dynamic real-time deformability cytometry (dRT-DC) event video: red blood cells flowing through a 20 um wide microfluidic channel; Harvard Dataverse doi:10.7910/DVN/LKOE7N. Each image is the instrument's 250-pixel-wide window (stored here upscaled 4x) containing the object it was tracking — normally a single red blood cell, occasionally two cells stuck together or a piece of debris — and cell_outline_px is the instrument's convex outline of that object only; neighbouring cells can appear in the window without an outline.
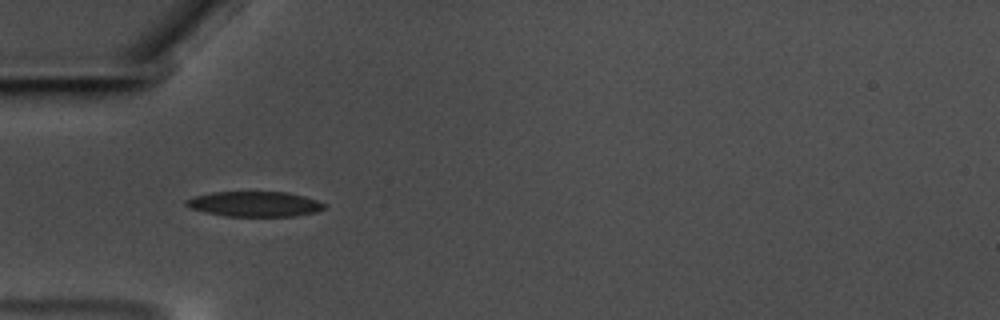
{"species": "common noctule bat (a hibernating species)", "species_latin": "Nyctalus noctula", "temperature_condition": "warm", "stored_images_in_passage": 41, "camera_frame_rate_fps": 3000, "um_per_image_px": 0.085, "animal": {"sex": "male", "body_mass_g": 17.5, "forearm_length_mm": 52.3}, "frame": {"image": 1, "passage_image": 1, "time_ms": 0.0, "image_size_px": [1000, 320], "cell_outline_px": [[324, 208], [316, 212], [296, 216], [224, 216], [204, 212], [188, 208], [184, 204], [184, 200], [196, 196], [212, 192], [288, 192], [304, 196], [316, 200], [324, 204]], "centroid_in_image_um": [21.6, 17.34], "position_along_channel_um": 63.4, "area_um2": 20.29}}
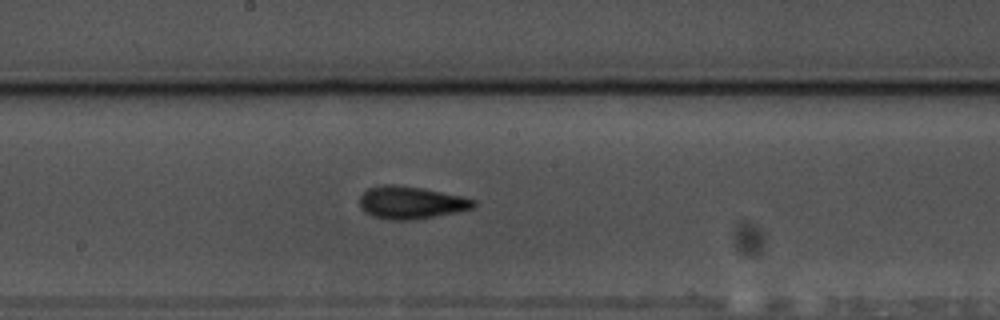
{"frame": {"image": 2, "passage_image": 14, "time_ms": 4.333, "image_size_px": [1000, 320], "cell_outline_px": [[476, 204], [472, 208], [456, 212], [408, 220], [392, 220], [372, 216], [364, 212], [360, 208], [360, 196], [368, 188], [380, 184], [392, 184], [424, 188], [460, 196], [476, 200]], "centroid_in_image_um": [34.88, 17.2], "position_along_channel_um": 213.3, "area_um2": 21.5}}
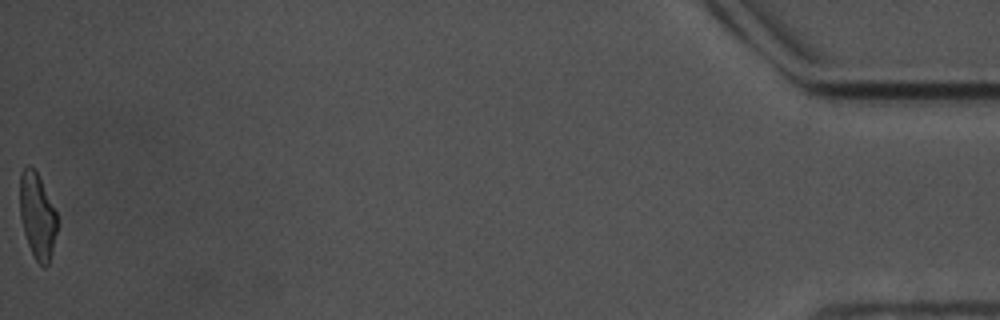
{"frame": {"image": 3, "passage_image": 41, "time_ms": 13.333, "image_size_px": [1000, 320], "cell_outline_px": [[56, 232], [52, 252], [48, 264], [44, 268], [36, 260], [28, 244], [24, 232], [20, 216], [20, 172], [28, 164], [32, 164], [56, 212]], "centroid_in_image_um": [3.15, 18.34], "position_along_channel_um": 432.1, "area_um2": 18.26}, "authors_computed_cell_mechanics": {"area_um2": 20.23, "velocity_mm_per_s": 3.5097, "shape_relaxation_time_tau1_ms": 5.3148, "shape_relaxation_time_tau2_ms": 2.4241, "deformation_change_tau1": 0.1593, "deformation_change_tau2": 0.1141}}